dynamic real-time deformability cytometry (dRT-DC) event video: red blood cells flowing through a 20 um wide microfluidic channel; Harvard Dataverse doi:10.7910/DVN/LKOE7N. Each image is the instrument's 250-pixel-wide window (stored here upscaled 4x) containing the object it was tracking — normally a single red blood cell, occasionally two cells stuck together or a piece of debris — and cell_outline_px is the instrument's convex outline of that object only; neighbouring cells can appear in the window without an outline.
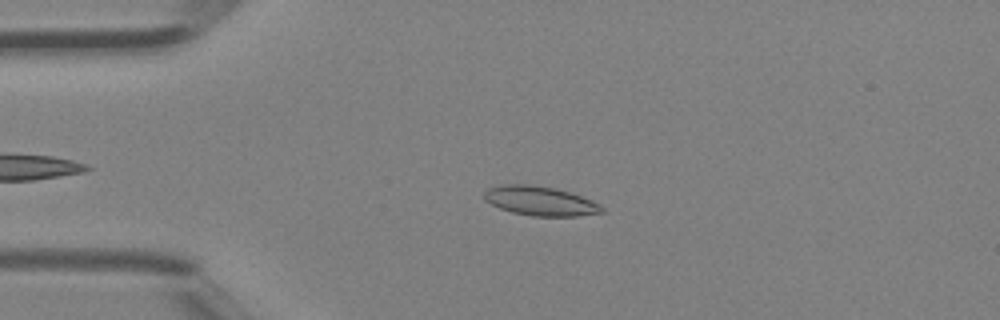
{"species": "Egyptian fruit bat (a non-hibernating species)", "species_latin": "Rousettus aegyptiacus", "temperature_condition": "room temperature", "stored_images_in_passage": 6, "camera_frame_rate_fps": 3000, "um_per_image_px": 0.085, "animal": {"sex": "female"}, "frame": {"image": 1, "passage_image": 4, "time_ms": 1.0, "image_size_px": [1000, 320], "cell_outline_px": [[604, 212], [576, 216], [532, 216], [512, 212], [500, 208], [484, 200], [484, 192], [488, 188], [500, 184], [532, 184], [556, 188], [592, 200], [600, 204], [604, 208]], "centroid_in_image_um": [45.9, 17.07], "position_along_channel_um": 39.1, "area_um2": 20.17}}
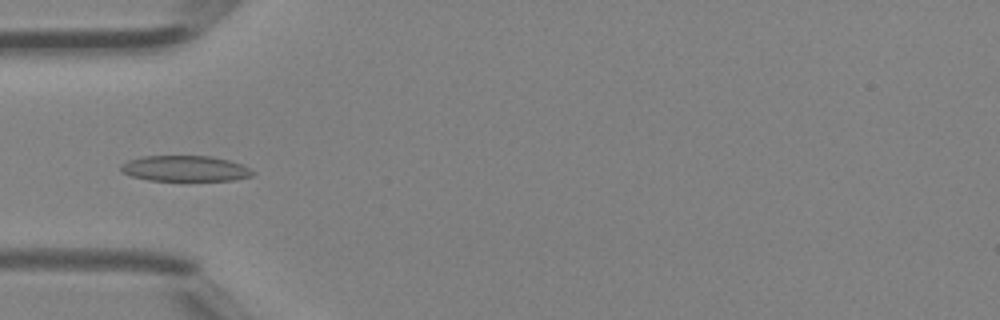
{"frame": {"image": 2, "passage_image": 5, "time_ms": 1.333, "image_size_px": [1000, 320], "cell_outline_px": [[256, 172], [252, 176], [232, 180], [148, 180], [132, 176], [120, 172], [120, 164], [128, 160], [144, 156], [212, 156], [228, 160], [240, 164]], "centroid_in_image_um": [15.7, 14.32], "position_along_channel_um": 69.3, "area_um2": 19.65}}
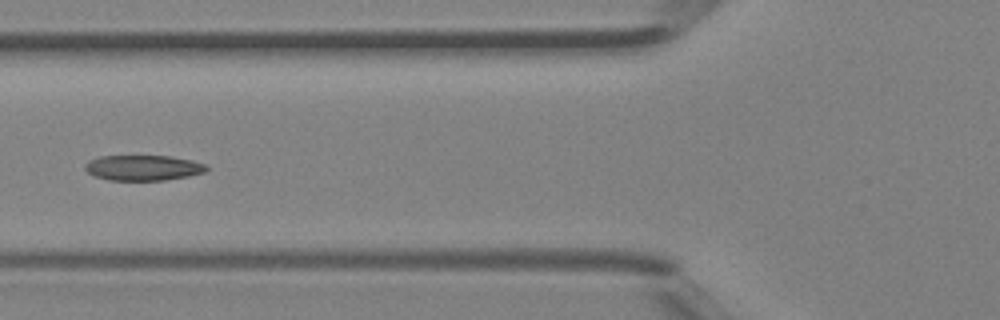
{"frame": {"image": 3, "passage_image": 6, "time_ms": 1.667, "image_size_px": [1000, 320], "cell_outline_px": [[208, 168], [204, 172], [188, 176], [164, 180], [108, 180], [92, 176], [84, 168], [84, 164], [88, 160], [100, 156], [172, 156], [192, 160], [204, 164]], "centroid_in_image_um": [12.12, 14.26], "position_along_channel_um": 113.7, "area_um2": 18.03}}